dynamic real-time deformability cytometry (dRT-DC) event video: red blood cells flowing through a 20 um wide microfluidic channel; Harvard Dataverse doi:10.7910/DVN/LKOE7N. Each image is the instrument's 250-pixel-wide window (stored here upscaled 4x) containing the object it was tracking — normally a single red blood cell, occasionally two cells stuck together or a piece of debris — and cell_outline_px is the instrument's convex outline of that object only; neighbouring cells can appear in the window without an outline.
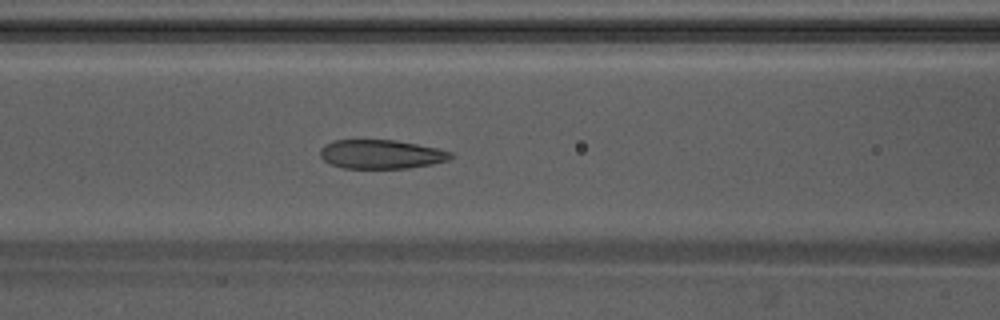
{"species": "Egyptian fruit bat (a non-hibernating species)", "species_latin": "Rousettus aegyptiacus", "temperature_condition": "warm", "stored_images_in_passage": 42, "camera_frame_rate_fps": 3000, "um_per_image_px": 0.085, "animal": {"sex": "male"}, "frame": {"image": 1, "passage_image": 13, "time_ms": 4.0, "image_size_px": [1000, 320], "cell_outline_px": [[456, 156], [448, 160], [432, 164], [408, 168], [344, 168], [332, 164], [324, 160], [320, 156], [320, 148], [324, 144], [332, 140], [396, 140], [436, 148], [452, 152]], "centroid_in_image_um": [32.4, 13.11], "position_along_channel_um": 134.2, "area_um2": 22.08}}
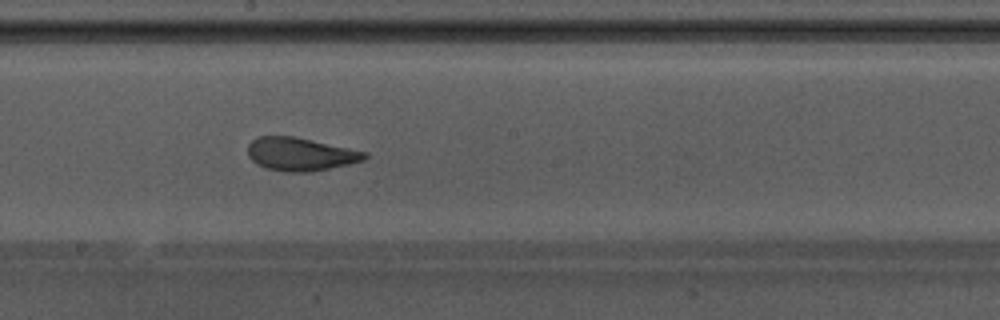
{"frame": {"image": 2, "passage_image": 20, "time_ms": 6.333, "image_size_px": [1000, 320], "cell_outline_px": [[368, 156], [364, 160], [348, 164], [308, 172], [288, 172], [264, 168], [256, 164], [248, 156], [248, 144], [252, 140], [260, 136], [292, 136], [368, 152]], "centroid_in_image_um": [25.51, 13.1], "position_along_channel_um": 222.7, "area_um2": 22.43}}
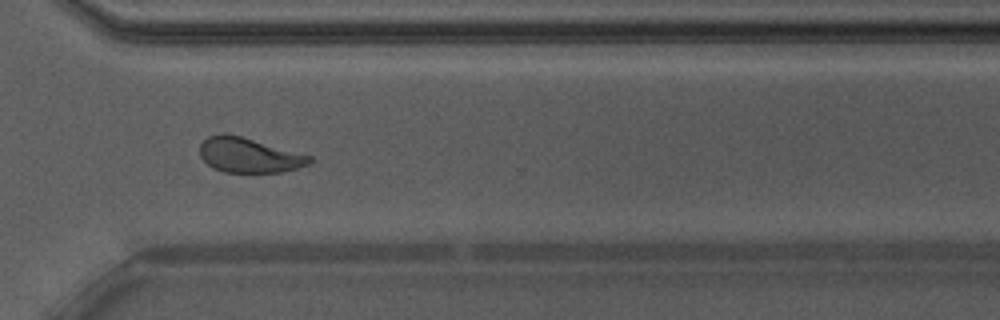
{"frame": {"image": 3, "passage_image": 30, "time_ms": 9.667, "image_size_px": [1000, 320], "cell_outline_px": [[312, 160], [308, 164], [296, 168], [280, 172], [224, 172], [212, 168], [200, 156], [200, 144], [208, 136], [224, 132], [240, 136], [312, 156]], "centroid_in_image_um": [21.12, 13.18], "position_along_channel_um": 349.5, "area_um2": 22.08}, "authors_computed_cell_mechanics": {"area_um2": 22.3686, "velocity_mm_per_s": 3.8016, "shape_relaxation_time_tau1_ms": 4.8475, "shape_relaxation_time_tau2_ms": 1.3644, "deformation_change_tau1": 0.1681, "deformation_change_tau2": 0.0926}}